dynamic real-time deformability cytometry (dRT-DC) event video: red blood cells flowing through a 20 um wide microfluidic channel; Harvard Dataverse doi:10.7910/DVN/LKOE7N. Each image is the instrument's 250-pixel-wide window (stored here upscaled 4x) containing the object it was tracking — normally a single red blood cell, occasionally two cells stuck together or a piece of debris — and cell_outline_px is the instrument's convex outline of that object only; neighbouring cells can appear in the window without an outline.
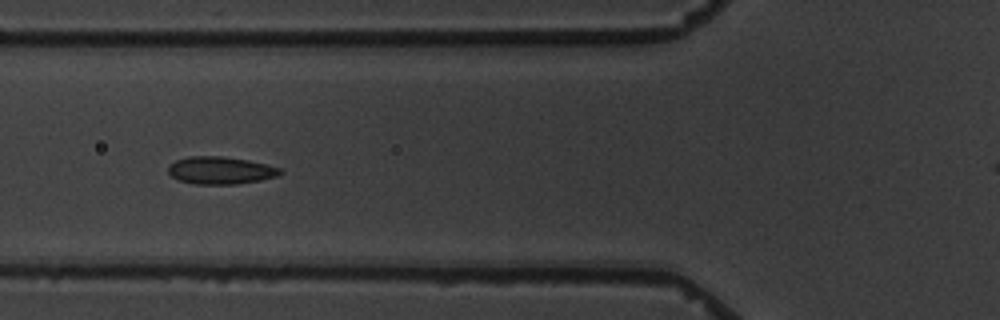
{"species": "common noctule bat (a hibernating species)", "species_latin": "Nyctalus noctula", "temperature_condition": "warm", "stored_images_in_passage": 9, "camera_frame_rate_fps": 3000, "um_per_image_px": 0.085, "animal": {"sex": "male", "body_mass_g": 19.5, "forearm_length_mm": 54.6}, "frame": {"image": 1, "passage_image": 4, "time_ms": 3.667, "image_size_px": [1000, 320], "cell_outline_px": [[284, 172], [276, 176], [260, 180], [236, 184], [196, 184], [180, 180], [172, 176], [168, 172], [168, 164], [176, 160], [188, 156], [224, 156], [248, 160], [280, 168]], "centroid_in_image_um": [18.72, 14.47], "position_along_channel_um": 107.1, "area_um2": 17.86}}
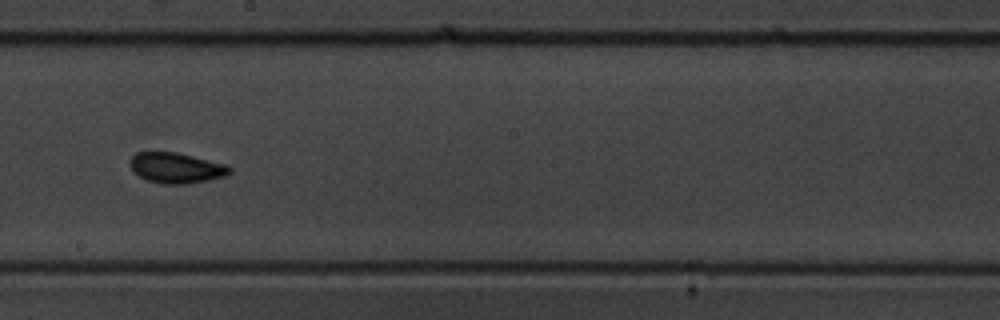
{"frame": {"image": 2, "passage_image": 7, "time_ms": 7.333, "image_size_px": [1000, 320], "cell_outline_px": [[232, 172], [224, 176], [208, 180], [188, 184], [160, 184], [148, 180], [140, 176], [132, 168], [132, 156], [136, 152], [176, 152], [228, 164], [232, 168]], "centroid_in_image_um": [15.05, 14.27], "position_along_channel_um": 233.1, "area_um2": 17.63}}
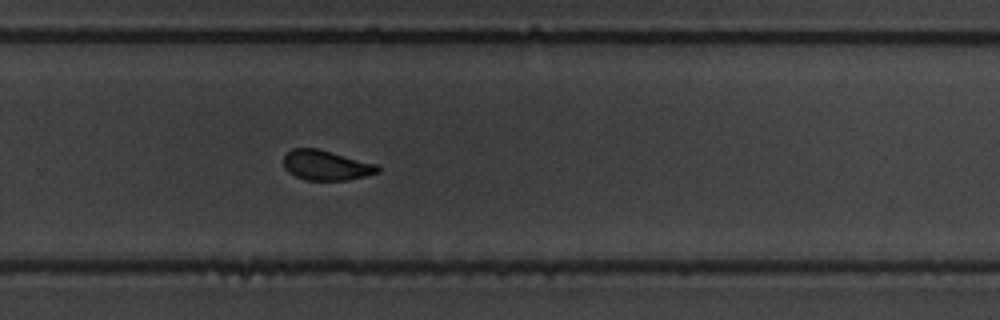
{"frame": {"image": 3, "passage_image": 9, "time_ms": 9.333, "image_size_px": [1000, 320], "cell_outline_px": [[380, 172], [348, 180], [304, 180], [288, 172], [284, 168], [284, 156], [292, 148], [316, 148], [380, 164]], "centroid_in_image_um": [27.75, 14.05], "position_along_channel_um": 302.0, "area_um2": 16.59}}